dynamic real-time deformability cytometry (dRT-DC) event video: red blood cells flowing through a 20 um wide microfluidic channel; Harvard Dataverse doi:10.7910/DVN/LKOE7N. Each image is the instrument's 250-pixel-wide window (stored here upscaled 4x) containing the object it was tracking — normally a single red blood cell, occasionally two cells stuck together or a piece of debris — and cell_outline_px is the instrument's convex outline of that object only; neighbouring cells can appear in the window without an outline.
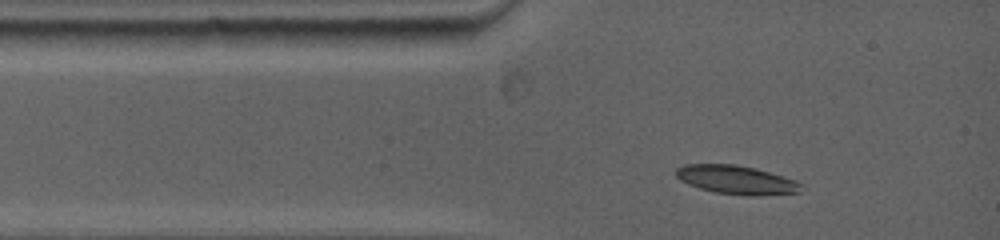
{"species": "common noctule bat (a hibernating species)", "species_latin": "Nyctalus noctula", "temperature_condition": "warm", "stored_images_in_passage": 7, "camera_frame_rate_fps": 5000, "um_per_image_px": 0.085, "animal": {"sex": "female", "body_mass_g": 19.0, "forearm_length_mm": 53.3}, "frame": {"image": 1, "passage_image": 1, "time_ms": 0.0, "image_size_px": [1000, 240], "cell_outline_px": [[804, 184], [796, 192], [756, 196], [748, 196], [716, 192], [700, 188], [688, 184], [680, 180], [676, 176], [676, 168], [684, 164], [736, 164], [756, 168], [796, 180]], "centroid_in_image_um": [62.58, 15.27], "position_along_channel_um": 22.4, "area_um2": 20.87}}
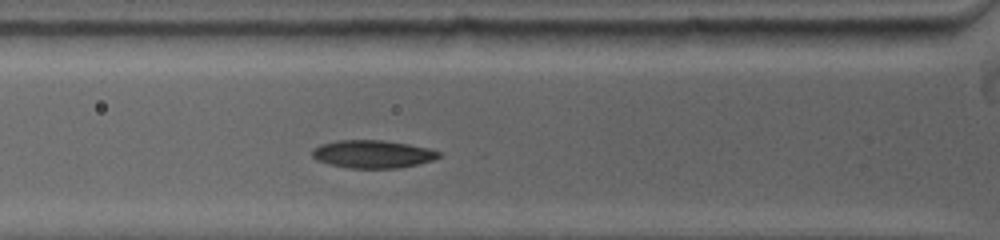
{"frame": {"image": 2, "passage_image": 5, "time_ms": 2.2, "image_size_px": [1000, 240], "cell_outline_px": [[440, 156], [432, 160], [416, 164], [396, 168], [348, 168], [328, 164], [316, 160], [312, 156], [312, 148], [320, 144], [336, 140], [384, 140], [408, 144], [428, 148], [440, 152]], "centroid_in_image_um": [31.61, 13.09], "position_along_channel_um": 94.2, "area_um2": 20.58}}
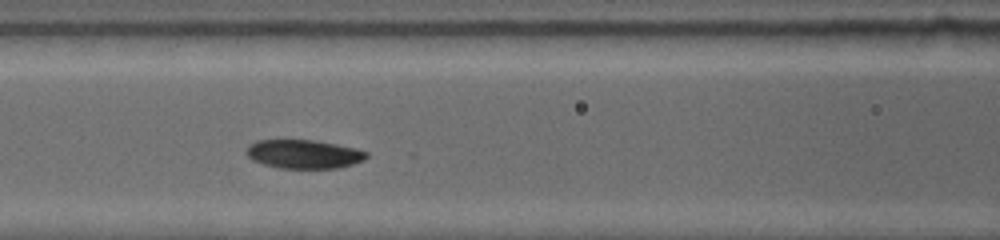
{"frame": {"image": 3, "passage_image": 7, "time_ms": 3.4, "image_size_px": [1000, 240], "cell_outline_px": [[368, 156], [364, 160], [352, 164], [336, 168], [280, 168], [264, 164], [252, 160], [244, 152], [248, 144], [256, 140], [316, 140], [356, 148], [368, 152]], "centroid_in_image_um": [25.8, 13.09], "position_along_channel_um": 140.8, "area_um2": 20.23}}